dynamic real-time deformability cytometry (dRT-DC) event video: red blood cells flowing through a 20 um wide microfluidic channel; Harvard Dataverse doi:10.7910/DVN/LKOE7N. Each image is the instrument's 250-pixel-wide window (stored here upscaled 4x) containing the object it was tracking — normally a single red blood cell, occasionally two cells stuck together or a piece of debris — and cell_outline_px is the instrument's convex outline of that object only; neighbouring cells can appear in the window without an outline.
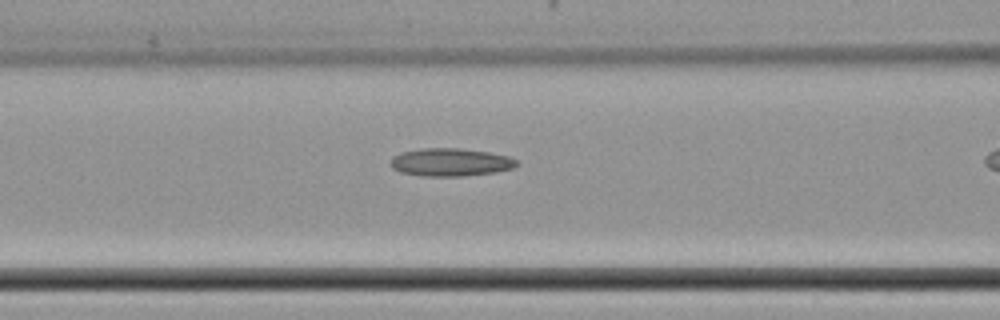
{"species": "common noctule bat (a hibernating species)", "species_latin": "Nyctalus noctula", "temperature_condition": "cold", "stored_images_in_passage": 14, "camera_frame_rate_fps": 3000, "um_per_image_px": 0.085, "animal": {"sex": "female", "body_mass_g": 22.7, "forearm_length_mm": 54.2}, "frame": {"image": 1, "passage_image": 10, "time_ms": 3.0, "image_size_px": [1000, 320], "cell_outline_px": [[520, 164], [512, 168], [496, 172], [464, 176], [424, 176], [400, 172], [392, 168], [392, 156], [400, 152], [420, 148], [460, 148], [488, 152], [508, 156], [516, 160]], "centroid_in_image_um": [38.29, 13.78], "position_along_channel_um": 128.3, "area_um2": 20.58}}